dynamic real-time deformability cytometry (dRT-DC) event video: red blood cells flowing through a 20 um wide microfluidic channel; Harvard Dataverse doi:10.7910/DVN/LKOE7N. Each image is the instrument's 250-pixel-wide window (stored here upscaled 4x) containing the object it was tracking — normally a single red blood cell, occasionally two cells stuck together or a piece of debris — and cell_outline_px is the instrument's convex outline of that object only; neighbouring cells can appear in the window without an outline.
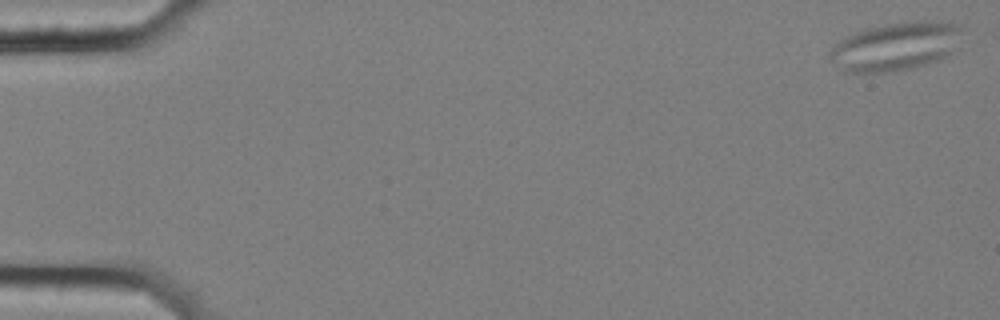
{"species": "common noctule bat (a hibernating species)", "species_latin": "Nyctalus noctula", "temperature_condition": "cold", "stored_images_in_passage": 53, "segment_of_instrument_passage": [1, 2], "camera_frame_rate_fps": 3000, "um_per_image_px": 0.085, "animal": {"sex": "female", "body_mass_g": 25.1}, "frame": {"image": 1, "passage_image": 1, "time_ms": 0.0, "image_size_px": [1000, 320], "cell_outline_px": [[964, 28], [948, 56], [940, 60], [912, 68], [884, 72], [840, 72], [828, 56], [828, 52], [840, 40], [856, 32], [868, 28], [884, 24], [916, 20], [924, 20], [964, 24]], "centroid_in_image_um": [76.12, 3.94], "position_along_channel_um": 8.9, "area_um2": 37.4}}